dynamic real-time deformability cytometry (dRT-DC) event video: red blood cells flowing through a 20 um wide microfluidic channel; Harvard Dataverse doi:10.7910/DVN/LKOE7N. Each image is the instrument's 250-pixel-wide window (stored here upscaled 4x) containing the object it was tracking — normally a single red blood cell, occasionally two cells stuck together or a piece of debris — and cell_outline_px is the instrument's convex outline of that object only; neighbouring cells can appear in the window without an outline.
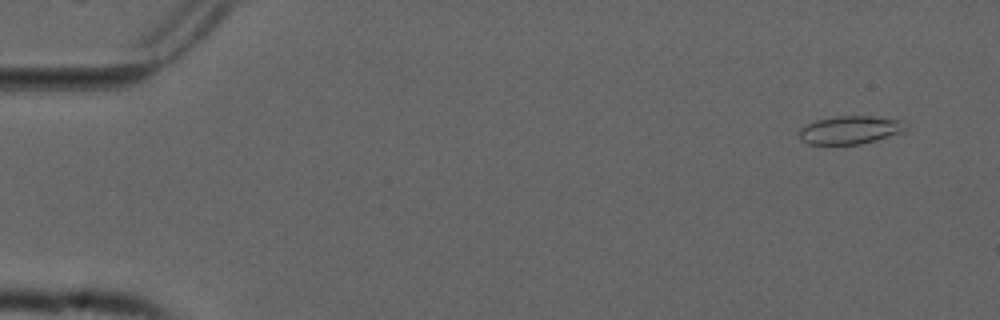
{"species": "common noctule bat (a hibernating species)", "species_latin": "Nyctalus noctula", "temperature_condition": "cold", "stored_images_in_passage": 20, "camera_frame_rate_fps": 3000, "um_per_image_px": 0.085, "animal": {"sex": "male", "forearm_length_mm": 52.5}, "frame": {"image": 1, "passage_image": 4, "time_ms": 1.0, "image_size_px": [1000, 320], "cell_outline_px": [[908, 128], [904, 132], [876, 140], [860, 144], [808, 144], [800, 140], [796, 132], [800, 128], [816, 120], [836, 116], [872, 116], [904, 120], [908, 124]], "centroid_in_image_um": [72.28, 11.04], "position_along_channel_um": 12.7, "area_um2": 17.8}}
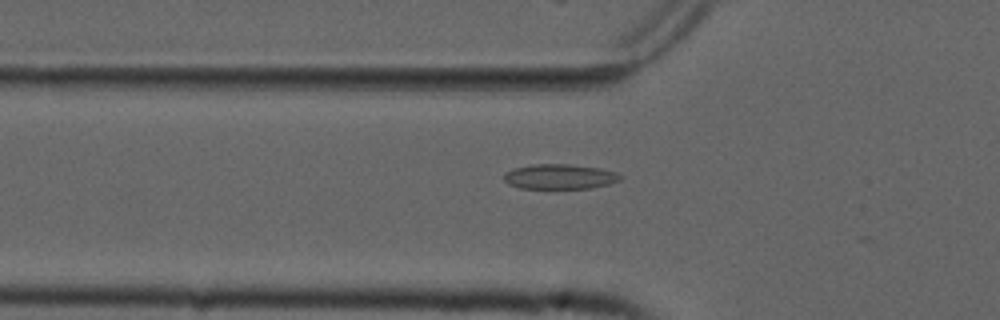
{"frame": {"image": 2, "passage_image": 19, "time_ms": 6.0, "image_size_px": [1000, 320], "cell_outline_px": [[624, 176], [620, 180], [608, 184], [592, 188], [520, 188], [508, 184], [504, 180], [504, 172], [516, 168], [532, 164], [568, 164], [600, 168], [616, 172]], "centroid_in_image_um": [47.59, 15.01], "position_along_channel_um": 78.2, "area_um2": 16.94}}